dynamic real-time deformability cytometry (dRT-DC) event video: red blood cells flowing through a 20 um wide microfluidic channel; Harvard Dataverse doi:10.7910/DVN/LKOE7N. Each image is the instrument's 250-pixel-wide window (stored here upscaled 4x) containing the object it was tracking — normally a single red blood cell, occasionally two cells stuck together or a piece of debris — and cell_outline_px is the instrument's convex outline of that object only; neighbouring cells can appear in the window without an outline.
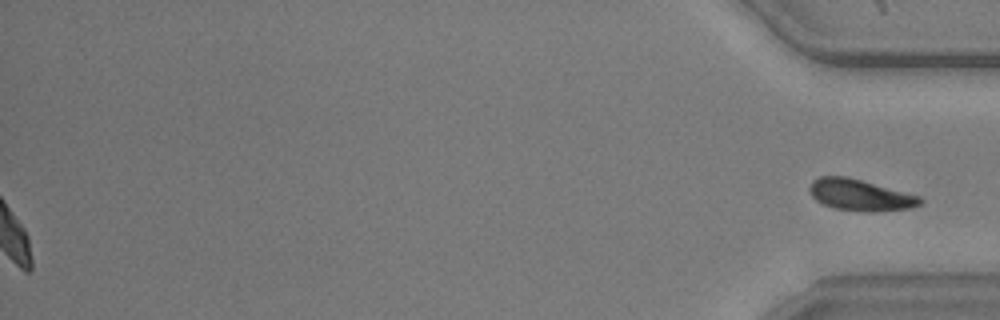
{"species": "common noctule bat (a hibernating species)", "species_latin": "Nyctalus noctula", "temperature_condition": "warm", "stored_images_in_passage": 49, "segment_of_instrument_passage": [2, 2], "camera_frame_rate_fps": 3000, "um_per_image_px": 0.085, "animal": {"sex": "male", "body_mass_g": 20.5, "forearm_length_mm": 52.5}, "frame": {"image": 1, "passage_image": 49, "time_ms": 16.0, "image_size_px": [1000, 320], "cell_outline_px": [[924, 200], [920, 204], [912, 208], [876, 212], [864, 212], [832, 208], [816, 200], [812, 196], [808, 188], [812, 180], [820, 176], [844, 176], [860, 180], [920, 196]], "centroid_in_image_um": [73.1, 16.59], "position_along_channel_um": 362.1, "area_um2": 20.23}}